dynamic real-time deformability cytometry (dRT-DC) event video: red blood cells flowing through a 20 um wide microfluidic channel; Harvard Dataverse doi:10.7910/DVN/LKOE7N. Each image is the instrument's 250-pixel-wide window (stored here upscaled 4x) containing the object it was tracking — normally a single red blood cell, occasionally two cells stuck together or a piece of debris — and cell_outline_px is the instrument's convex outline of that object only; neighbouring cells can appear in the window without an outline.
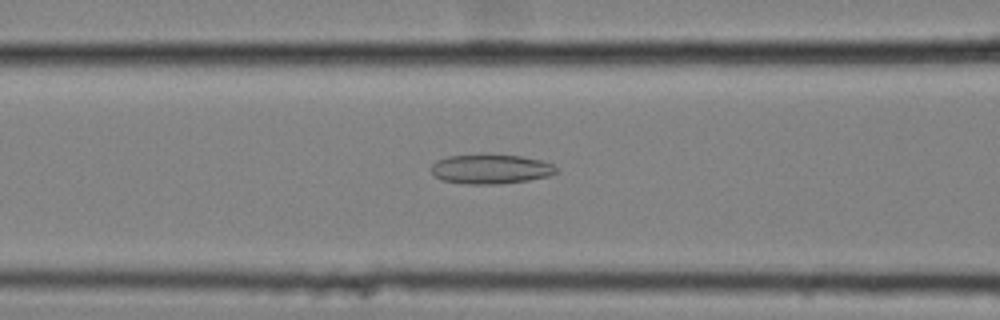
{"species": "common noctule bat (a hibernating species)", "species_latin": "Nyctalus noctula", "temperature_condition": "cold", "stored_images_in_passage": 40, "camera_frame_rate_fps": 3000, "um_per_image_px": 0.085, "animal": {"sex": "female", "body_mass_g": 25.1}, "frame": {"image": 1, "passage_image": 13, "time_ms": 4.0, "image_size_px": [1000, 320], "cell_outline_px": [[556, 172], [548, 176], [528, 180], [500, 184], [468, 184], [444, 180], [436, 176], [428, 168], [436, 160], [448, 156], [520, 156], [540, 160], [552, 164], [556, 168]], "centroid_in_image_um": [41.68, 14.39], "position_along_channel_um": 124.9, "area_um2": 20.92}}
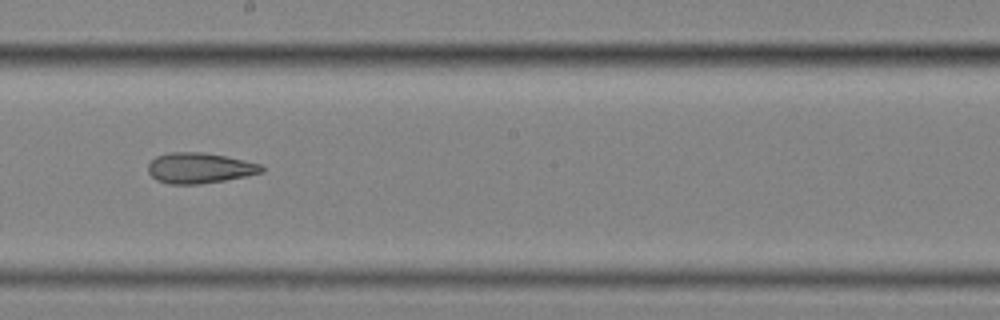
{"frame": {"image": 2, "passage_image": 22, "time_ms": 7.0, "image_size_px": [1000, 320], "cell_outline_px": [[264, 172], [248, 176], [200, 184], [168, 184], [156, 180], [148, 172], [148, 164], [156, 156], [168, 152], [200, 152], [224, 156], [260, 164], [264, 168]], "centroid_in_image_um": [16.94, 14.29], "position_along_channel_um": 231.3, "area_um2": 20.17}}
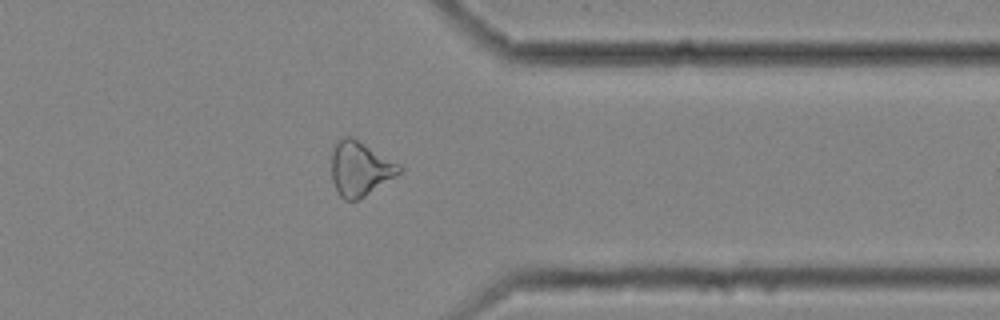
{"frame": {"image": 3, "passage_image": 35, "time_ms": 11.333, "image_size_px": [1000, 320], "cell_outline_px": [[404, 168], [400, 172], [364, 196], [356, 200], [344, 200], [340, 196], [332, 180], [332, 144], [336, 140], [344, 136], [352, 136], [400, 164]], "centroid_in_image_um": [30.57, 14.29], "position_along_channel_um": 380.8, "area_um2": 21.39}, "authors_computed_cell_mechanics": {"area_um2": 20.9236, "velocity_mm_per_s": 3.5434, "shape_relaxation_time_tau1_ms": null, "shape_relaxation_time_tau2_ms": 7.8858, "deformation_change_tau1": null, "deformation_change_tau2": 0.2061}}